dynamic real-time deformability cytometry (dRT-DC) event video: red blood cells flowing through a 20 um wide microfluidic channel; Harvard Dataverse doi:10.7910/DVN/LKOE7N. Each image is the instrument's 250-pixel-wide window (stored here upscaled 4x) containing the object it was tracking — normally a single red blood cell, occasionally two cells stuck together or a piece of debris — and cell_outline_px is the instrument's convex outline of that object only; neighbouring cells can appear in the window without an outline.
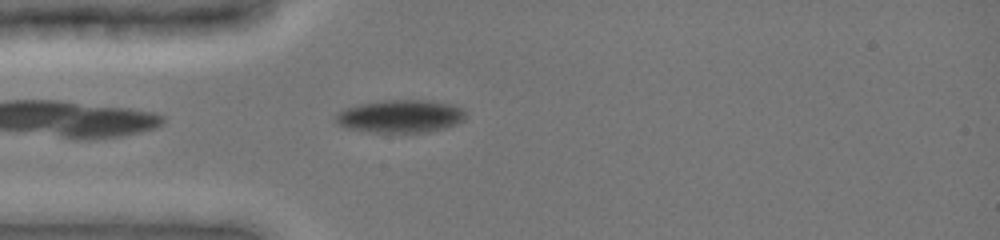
{"species": "common noctule bat (a hibernating species)", "species_latin": "Nyctalus noctula", "temperature_condition": "cold", "stored_images_in_passage": 43, "camera_frame_rate_fps": 3000, "um_per_image_px": 0.085, "animal": {"sex": "female", "body_mass_g": 19.0, "forearm_length_mm": 51.5}, "frame": {"image": 1, "passage_image": 1, "time_ms": 0.0, "image_size_px": [1000, 240], "cell_outline_px": [[464, 120], [456, 124], [444, 128], [428, 132], [372, 132], [348, 128], [340, 124], [336, 120], [336, 116], [340, 112], [348, 108], [360, 104], [380, 100], [432, 100], [464, 108]], "centroid_in_image_um": [34.09, 9.87], "position_along_channel_um": 50.9, "area_um2": 24.57}}
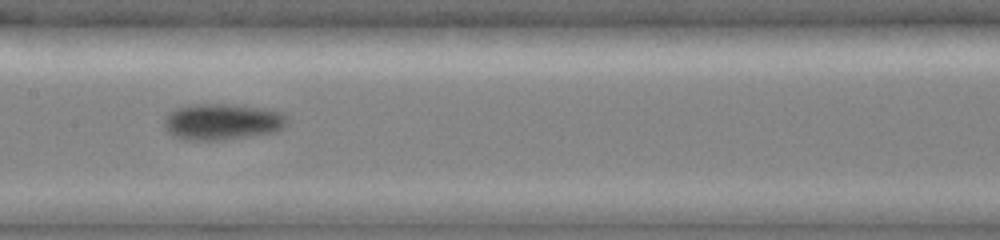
{"frame": {"image": 2, "passage_image": 16, "time_ms": 3.667, "image_size_px": [1000, 240], "cell_outline_px": [[288, 124], [284, 128], [276, 132], [220, 140], [184, 140], [172, 136], [164, 128], [164, 120], [168, 112], [176, 108], [200, 104], [228, 104], [268, 108], [284, 112], [288, 120]], "centroid_in_image_um": [18.92, 10.35], "position_along_channel_um": 188.5, "area_um2": 26.36}}
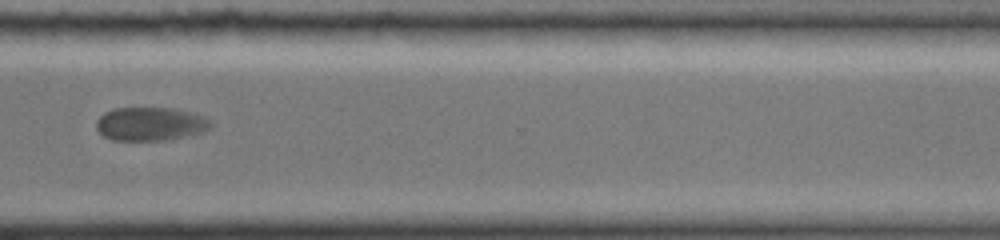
{"frame": {"image": 3, "passage_image": 42, "time_ms": 8.0, "image_size_px": [1000, 240], "cell_outline_px": [[212, 128], [204, 132], [164, 140], [112, 140], [104, 136], [96, 128], [96, 120], [104, 112], [116, 108], [176, 108], [204, 116], [212, 124]], "centroid_in_image_um": [12.78, 10.53], "position_along_channel_um": 357.8, "area_um2": 22.37}}